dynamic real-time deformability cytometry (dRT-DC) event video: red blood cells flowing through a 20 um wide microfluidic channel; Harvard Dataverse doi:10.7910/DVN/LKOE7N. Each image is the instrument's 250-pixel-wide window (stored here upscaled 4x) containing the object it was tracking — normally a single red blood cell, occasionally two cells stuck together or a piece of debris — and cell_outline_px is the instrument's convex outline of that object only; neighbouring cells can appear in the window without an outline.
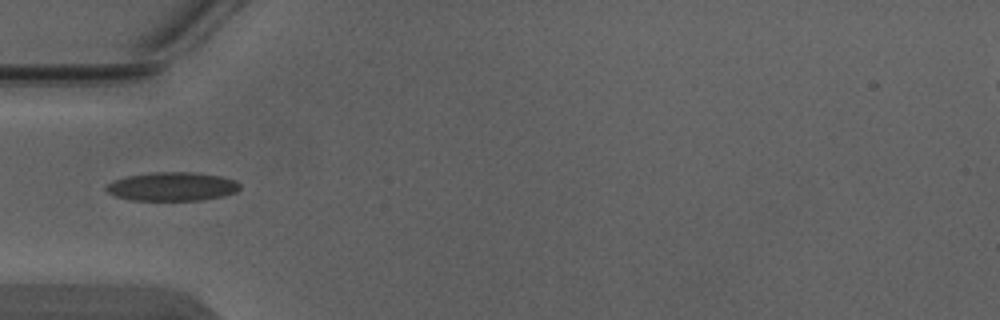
{"species": "Egyptian fruit bat (a non-hibernating species)", "species_latin": "Rousettus aegyptiacus", "temperature_condition": "warm", "stored_images_in_passage": 3, "camera_frame_rate_fps": 3000, "um_per_image_px": 0.085, "animal": {"sex": "male"}, "frame": {"image": 1, "passage_image": 2, "time_ms": 0.333, "image_size_px": [1000, 320], "cell_outline_px": [[240, 188], [236, 192], [224, 196], [200, 200], [128, 200], [116, 196], [108, 192], [104, 188], [112, 180], [128, 176], [152, 172], [196, 172], [220, 176], [236, 180], [240, 184]], "centroid_in_image_um": [14.64, 15.85], "position_along_channel_um": 70.4, "area_um2": 22.48}}
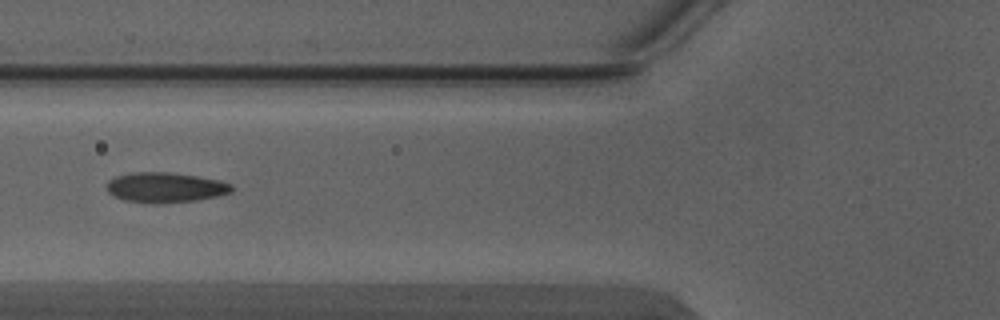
{"frame": {"image": 2, "passage_image": 3, "time_ms": 0.667, "image_size_px": [1000, 320], "cell_outline_px": [[232, 192], [216, 196], [196, 200], [152, 204], [124, 200], [112, 196], [108, 192], [108, 180], [116, 176], [132, 172], [168, 172], [196, 176], [220, 180], [232, 184]], "centroid_in_image_um": [14.03, 15.93], "position_along_channel_um": 111.8, "area_um2": 21.91}}